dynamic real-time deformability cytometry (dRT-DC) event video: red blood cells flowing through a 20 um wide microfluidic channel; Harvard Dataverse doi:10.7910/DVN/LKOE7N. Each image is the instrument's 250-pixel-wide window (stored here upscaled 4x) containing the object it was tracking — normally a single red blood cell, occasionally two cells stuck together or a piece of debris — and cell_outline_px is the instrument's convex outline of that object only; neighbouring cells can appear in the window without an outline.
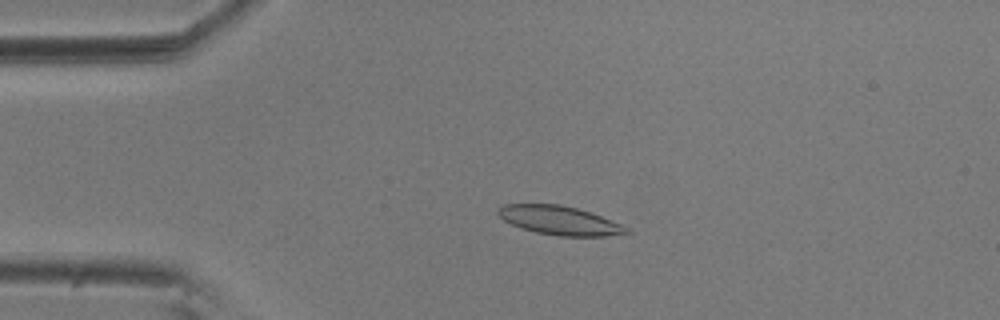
{"species": "common noctule bat (a hibernating species)", "species_latin": "Nyctalus noctula", "temperature_condition": "room temperature", "stored_images_in_passage": 56, "camera_frame_rate_fps": 3000, "um_per_image_px": 0.085, "animal": {"sex": "male", "body_mass_g": 20.5, "forearm_length_mm": 52.5}, "frame": {"image": 1, "passage_image": 12, "time_ms": 3.667, "image_size_px": [1000, 320], "cell_outline_px": [[632, 232], [604, 236], [556, 236], [536, 232], [512, 224], [504, 220], [496, 212], [496, 208], [504, 204], [560, 204], [576, 208], [600, 216], [620, 224], [628, 228]], "centroid_in_image_um": [47.53, 18.73], "position_along_channel_um": 37.5, "area_um2": 21.33}}
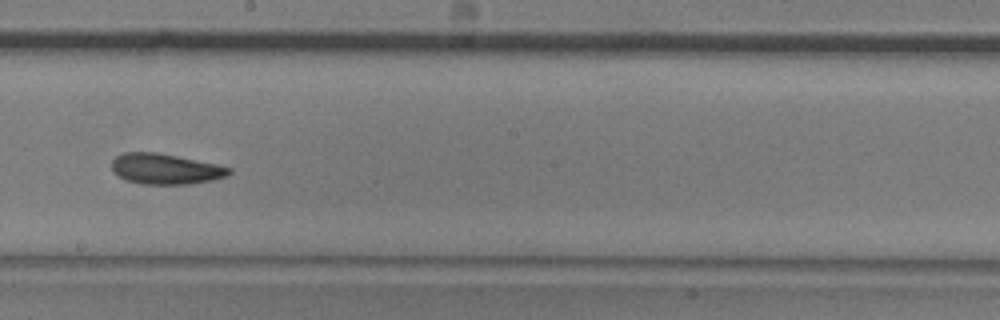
{"frame": {"image": 2, "passage_image": 31, "time_ms": 10.0, "image_size_px": [1000, 320], "cell_outline_px": [[232, 172], [228, 176], [212, 180], [192, 184], [140, 184], [124, 180], [116, 176], [112, 172], [112, 160], [116, 156], [124, 152], [156, 152], [216, 164], [232, 168]], "centroid_in_image_um": [14.03, 14.37], "position_along_channel_um": 234.2, "area_um2": 21.1}}
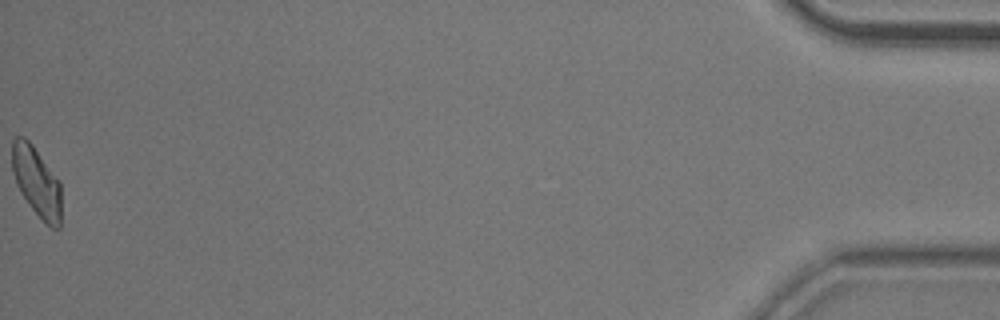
{"frame": {"image": 3, "passage_image": 56, "time_ms": 18.333, "image_size_px": [1000, 320], "cell_outline_px": [[60, 228], [52, 228], [28, 204], [20, 192], [16, 184], [12, 172], [12, 140], [16, 136], [24, 136], [32, 144], [60, 180]], "centroid_in_image_um": [3.09, 15.4], "position_along_channel_um": 432.1, "area_um2": 19.94}, "authors_computed_cell_mechanics": {"area_um2": 20.9236, "velocity_mm_per_s": 3.5945, "shape_relaxation_time_tau1_ms": 4.9477, "shape_relaxation_time_tau2_ms": 3.7469, "deformation_change_tau1": 0.1364, "deformation_change_tau2": 0.1076}}